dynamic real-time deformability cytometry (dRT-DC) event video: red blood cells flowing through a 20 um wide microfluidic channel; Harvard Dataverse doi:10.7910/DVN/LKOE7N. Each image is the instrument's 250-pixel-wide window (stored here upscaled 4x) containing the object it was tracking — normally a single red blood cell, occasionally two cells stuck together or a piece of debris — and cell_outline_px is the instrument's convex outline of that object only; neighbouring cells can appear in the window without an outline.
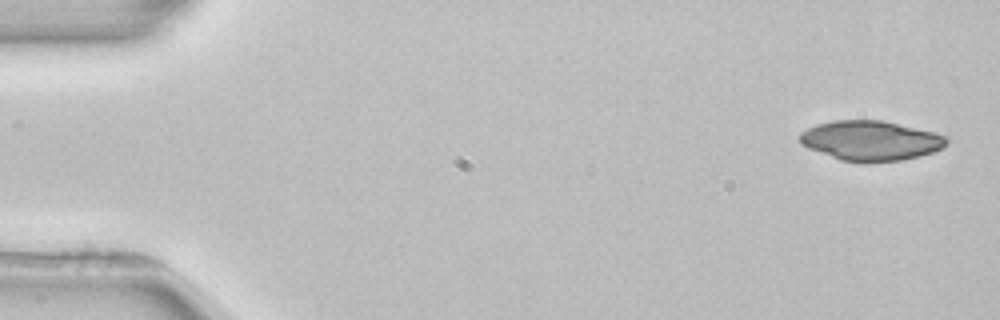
{"species": "common noctule bat (a hibernating species)", "species_latin": "Nyctalus noctula", "temperature_condition": "room temperature", "stored_images_in_passage": 4, "camera_frame_rate_fps": 3000, "um_per_image_px": 0.085, "animal": {"sex": "female", "body_mass_g": 22.7, "forearm_length_mm": 54.2}, "frame": {"image": 1, "passage_image": 1, "time_ms": 0.0, "image_size_px": [1000, 320], "cell_outline_px": [[948, 144], [932, 152], [920, 156], [900, 160], [864, 164], [840, 160], [808, 148], [800, 144], [800, 132], [816, 124], [832, 120], [884, 120], [936, 132], [948, 136]], "centroid_in_image_um": [74.01, 11.96], "position_along_channel_um": 11.0, "area_um2": 34.62}}